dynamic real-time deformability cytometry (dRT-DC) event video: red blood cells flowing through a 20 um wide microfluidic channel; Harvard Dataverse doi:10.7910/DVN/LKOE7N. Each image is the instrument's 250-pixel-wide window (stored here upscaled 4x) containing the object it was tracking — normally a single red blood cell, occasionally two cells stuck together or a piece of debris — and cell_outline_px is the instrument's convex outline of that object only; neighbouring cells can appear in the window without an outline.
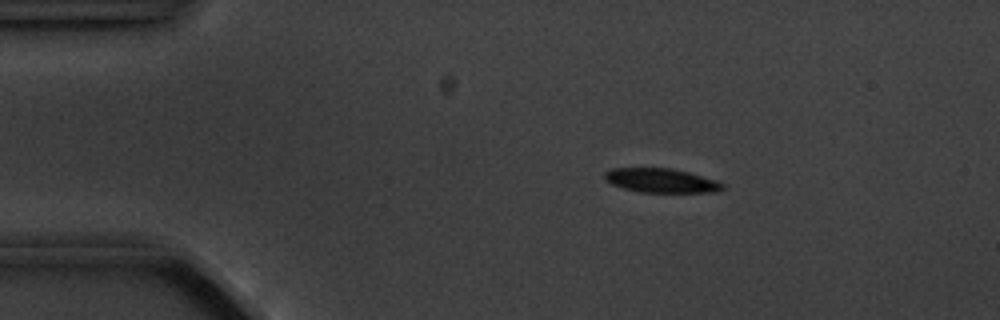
{"species": "common noctule bat (a hibernating species)", "species_latin": "Nyctalus noctula", "temperature_condition": "cold", "stored_images_in_passage": 6, "camera_frame_rate_fps": 3000, "um_per_image_px": 0.085, "animal": {"sex": "male", "body_mass_g": 20.1, "forearm_length_mm": 53.5}, "frame": {"image": 1, "passage_image": 3, "time_ms": 2.333, "image_size_px": [1000, 320], "cell_outline_px": [[724, 188], [720, 192], [640, 192], [624, 188], [612, 184], [604, 180], [604, 172], [612, 168], [672, 168], [688, 172], [716, 180], [724, 184]], "centroid_in_image_um": [56.2, 15.34], "position_along_channel_um": 28.8, "area_um2": 16.65}}